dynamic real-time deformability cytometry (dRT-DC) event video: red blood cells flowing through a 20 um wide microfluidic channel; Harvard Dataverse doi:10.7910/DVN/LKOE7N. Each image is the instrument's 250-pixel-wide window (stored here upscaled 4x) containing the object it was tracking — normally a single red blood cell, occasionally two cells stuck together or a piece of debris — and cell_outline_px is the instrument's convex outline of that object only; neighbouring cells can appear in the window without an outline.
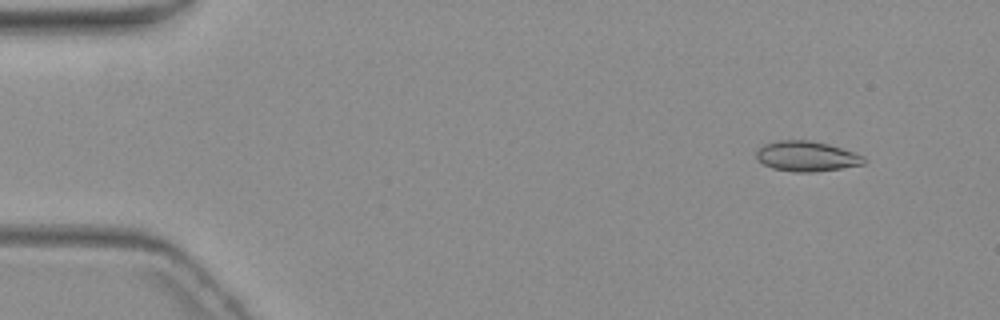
{"species": "common noctule bat (a hibernating species)", "species_latin": "Nyctalus noctula", "temperature_condition": "warm", "stored_images_in_passage": 4, "camera_frame_rate_fps": 3000, "um_per_image_px": 0.085, "animal": {"sex": "female", "body_mass_g": 19.3, "forearm_length_mm": 54.1}, "frame": {"image": 1, "passage_image": 1, "time_ms": 0.0, "image_size_px": [1000, 320], "cell_outline_px": [[868, 160], [864, 164], [840, 168], [812, 172], [792, 172], [772, 168], [756, 160], [756, 152], [764, 144], [776, 140], [808, 140], [828, 144], [864, 156]], "centroid_in_image_um": [68.54, 13.28], "position_along_channel_um": 16.5, "area_um2": 18.9}}
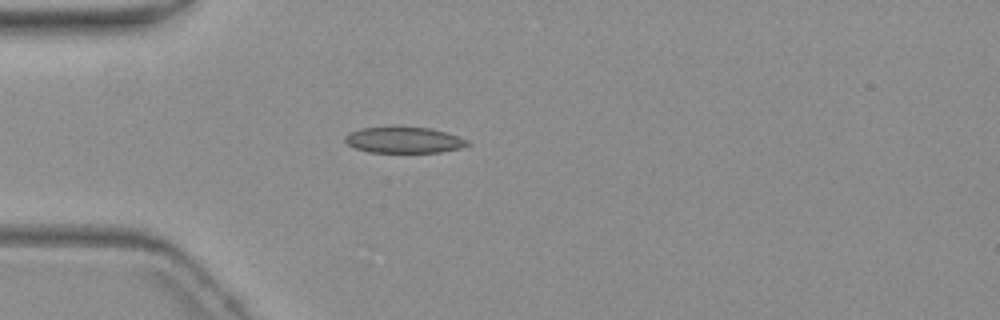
{"frame": {"image": 2, "passage_image": 4, "time_ms": 3.667, "image_size_px": [1000, 320], "cell_outline_px": [[472, 144], [460, 148], [440, 152], [368, 152], [356, 148], [348, 144], [344, 140], [344, 136], [360, 128], [428, 128], [444, 132], [468, 140]], "centroid_in_image_um": [34.34, 11.92], "position_along_channel_um": 50.7, "area_um2": 18.09}}